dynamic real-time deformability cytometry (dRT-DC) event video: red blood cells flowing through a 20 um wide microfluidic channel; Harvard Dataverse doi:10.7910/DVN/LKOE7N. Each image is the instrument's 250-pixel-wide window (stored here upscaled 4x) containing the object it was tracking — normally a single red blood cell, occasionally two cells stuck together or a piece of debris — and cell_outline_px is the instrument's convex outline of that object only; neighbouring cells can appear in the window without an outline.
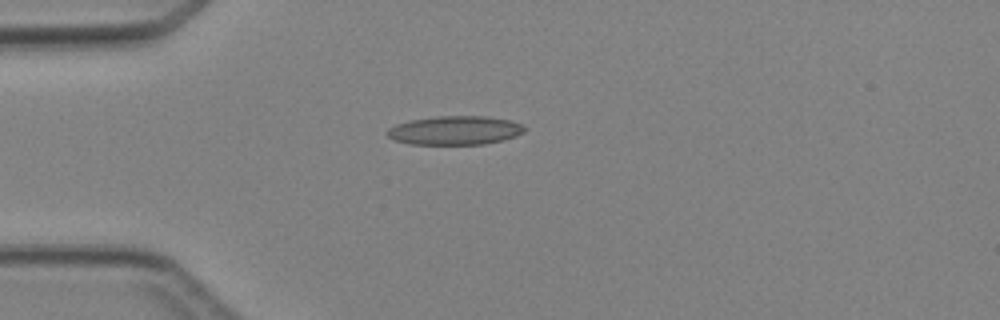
{"species": "Egyptian fruit bat (a non-hibernating species)", "species_latin": "Rousettus aegyptiacus", "temperature_condition": "cold", "stored_images_in_passage": 1, "camera_frame_rate_fps": 3000, "um_per_image_px": 0.085, "animal": {"sex": "female"}, "frame": {"image": 1, "passage_image": 1, "time_ms": 0.0, "image_size_px": [1000, 320], "cell_outline_px": [[528, 128], [524, 132], [516, 136], [504, 140], [484, 144], [412, 144], [396, 140], [388, 136], [388, 128], [396, 124], [412, 120], [436, 116], [488, 116], [512, 120], [524, 124]], "centroid_in_image_um": [38.77, 11.07], "position_along_channel_um": 46.2, "area_um2": 23.18}}